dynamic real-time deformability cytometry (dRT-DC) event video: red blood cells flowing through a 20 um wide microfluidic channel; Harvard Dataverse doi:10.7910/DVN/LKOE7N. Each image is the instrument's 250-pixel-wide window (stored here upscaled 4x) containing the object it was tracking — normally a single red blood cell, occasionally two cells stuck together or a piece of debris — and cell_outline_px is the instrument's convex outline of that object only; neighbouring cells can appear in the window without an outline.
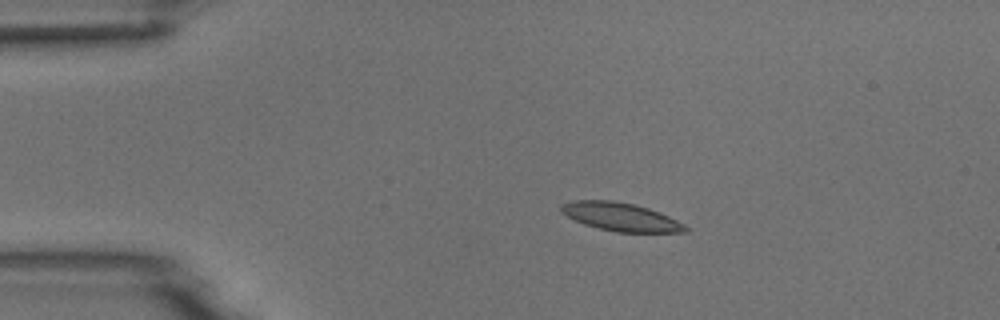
{"species": "common noctule bat (a hibernating species)", "species_latin": "Nyctalus noctula", "temperature_condition": "room temperature", "stored_images_in_passage": 8, "camera_frame_rate_fps": 3000, "um_per_image_px": 0.085, "animal": {"sex": "male", "body_mass_g": 18.8}, "frame": {"image": 1, "passage_image": 3, "time_ms": 2.333, "image_size_px": [1000, 320], "cell_outline_px": [[692, 228], [688, 232], [616, 232], [584, 224], [560, 212], [560, 204], [572, 200], [612, 200], [632, 204], [648, 208], [660, 212]], "centroid_in_image_um": [52.78, 18.43], "position_along_channel_um": 32.2, "area_um2": 20.46}}
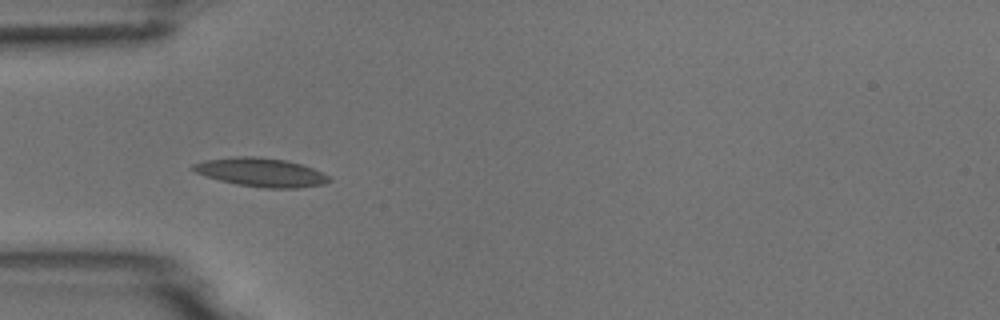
{"frame": {"image": 2, "passage_image": 5, "time_ms": 4.333, "image_size_px": [1000, 320], "cell_outline_px": [[332, 180], [324, 184], [300, 188], [264, 188], [236, 184], [220, 180], [196, 172], [188, 168], [192, 164], [204, 160], [236, 156], [256, 156], [288, 160], [312, 168], [328, 176]], "centroid_in_image_um": [22.17, 14.64], "position_along_channel_um": 62.8, "area_um2": 22.77}}